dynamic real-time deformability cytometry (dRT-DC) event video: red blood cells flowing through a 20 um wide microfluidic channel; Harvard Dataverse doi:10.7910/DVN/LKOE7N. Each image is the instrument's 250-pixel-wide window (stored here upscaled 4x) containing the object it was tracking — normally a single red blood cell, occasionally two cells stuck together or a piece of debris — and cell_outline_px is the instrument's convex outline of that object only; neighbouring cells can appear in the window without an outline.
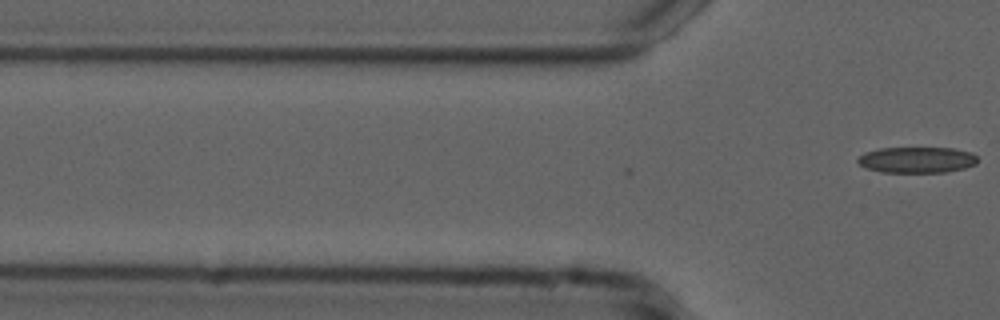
{"species": "common noctule bat (a hibernating species)", "species_latin": "Nyctalus noctula", "temperature_condition": "cold", "stored_images_in_passage": 2, "camera_frame_rate_fps": 3000, "um_per_image_px": 0.085, "animal": {"sex": "male", "forearm_length_mm": 52.5}, "frame": {"image": 1, "passage_image": 2, "time_ms": 0.333, "image_size_px": [1000, 320], "cell_outline_px": [[976, 164], [964, 168], [944, 172], [880, 172], [864, 168], [856, 160], [864, 152], [880, 148], [956, 148], [972, 152], [976, 156]], "centroid_in_image_um": [77.92, 13.58], "position_along_channel_um": 47.9, "area_um2": 18.21}}